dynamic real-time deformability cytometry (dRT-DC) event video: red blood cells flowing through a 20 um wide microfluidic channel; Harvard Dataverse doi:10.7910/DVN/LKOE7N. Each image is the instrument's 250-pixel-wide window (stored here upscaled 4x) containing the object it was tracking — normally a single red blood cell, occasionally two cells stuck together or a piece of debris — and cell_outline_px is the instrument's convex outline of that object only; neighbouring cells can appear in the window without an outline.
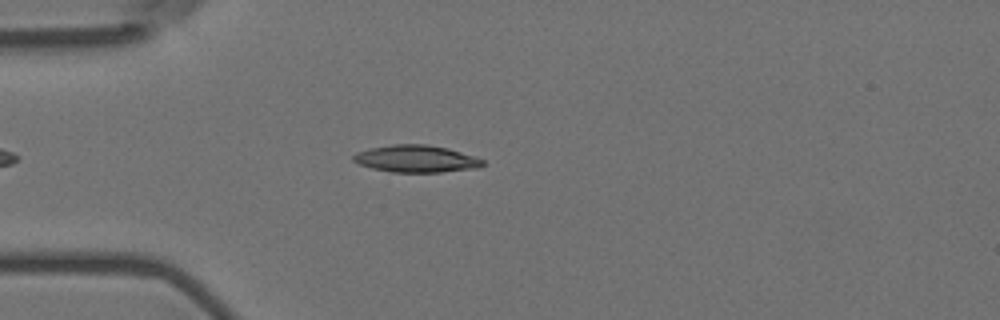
{"species": "Egyptian fruit bat (a non-hibernating species)", "species_latin": "Rousettus aegyptiacus", "temperature_condition": "room temperature", "stored_images_in_passage": 49, "camera_frame_rate_fps": 3000, "um_per_image_px": 0.085, "animal": {"sex": "female"}, "frame": {"image": 1, "passage_image": 8, "time_ms": 2.333, "image_size_px": [1000, 320], "cell_outline_px": [[484, 164], [480, 168], [440, 172], [392, 172], [372, 168], [360, 164], [352, 160], [352, 156], [356, 152], [372, 148], [392, 144], [424, 144], [448, 148], [484, 160]], "centroid_in_image_um": [35.37, 13.5], "position_along_channel_um": 49.6, "area_um2": 20.35}}
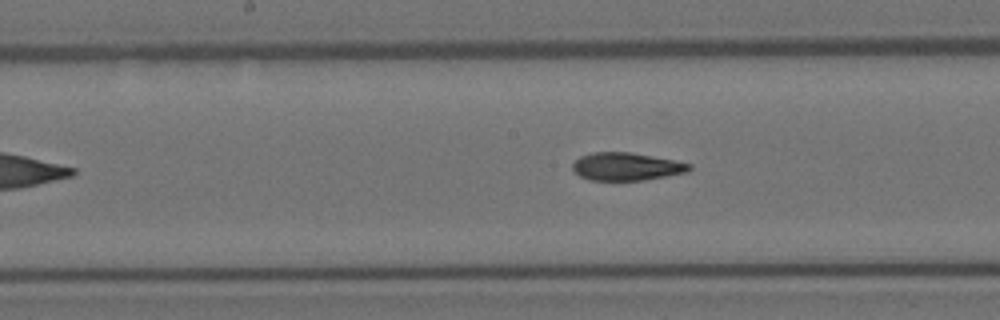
{"frame": {"image": 2, "passage_image": 21, "time_ms": 6.667, "image_size_px": [1000, 320], "cell_outline_px": [[692, 168], [688, 172], [644, 180], [588, 180], [580, 176], [572, 168], [572, 164], [580, 156], [592, 152], [628, 152], [672, 160], [692, 164]], "centroid_in_image_um": [53.23, 14.16], "position_along_channel_um": 195.0, "area_um2": 18.79}}
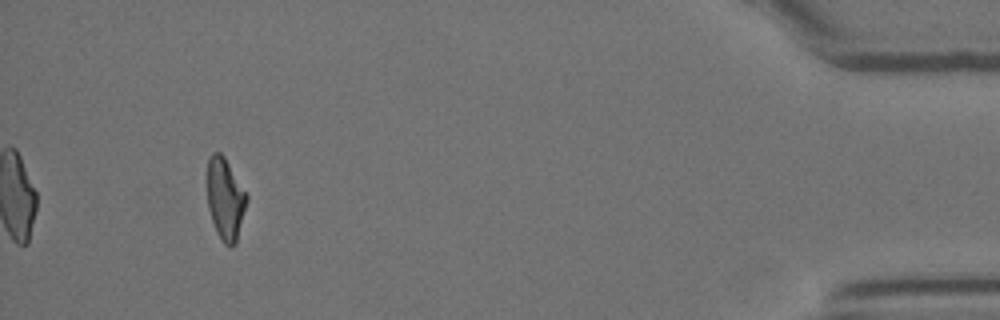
{"frame": {"image": 3, "passage_image": 45, "time_ms": 14.667, "image_size_px": [1000, 320], "cell_outline_px": [[248, 200], [236, 244], [232, 248], [228, 248], [220, 240], [216, 232], [208, 208], [208, 156], [212, 152], [220, 152], [224, 156], [248, 196]], "centroid_in_image_um": [19.16, 16.96], "position_along_channel_um": 416.0, "area_um2": 18.96}, "authors_computed_cell_mechanics": {"area_um2": 19.4786, "velocity_mm_per_s": 3.6169, "shape_relaxation_time_tau1_ms": 7.2636, "shape_relaxation_time_tau2_ms": 2.5334, "deformation_change_tau1": 0.2211, "deformation_change_tau2": 0.103}}